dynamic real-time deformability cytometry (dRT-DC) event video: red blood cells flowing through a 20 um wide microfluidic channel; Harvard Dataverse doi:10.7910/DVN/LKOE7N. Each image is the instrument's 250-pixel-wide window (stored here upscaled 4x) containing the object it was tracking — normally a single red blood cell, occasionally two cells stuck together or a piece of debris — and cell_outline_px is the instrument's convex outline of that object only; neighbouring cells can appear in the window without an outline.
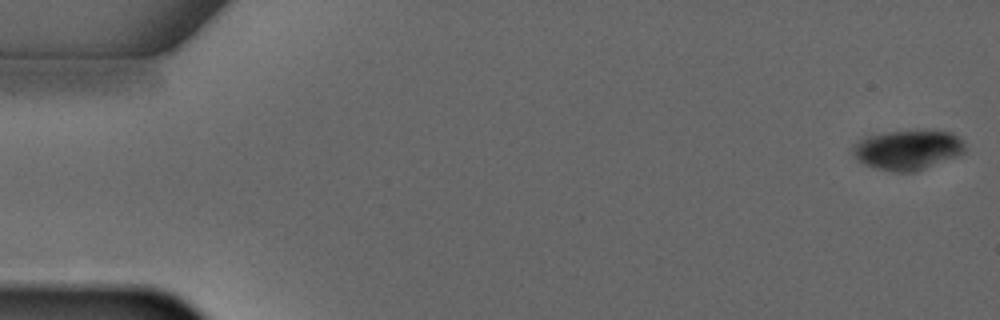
{"species": "common noctule bat (a hibernating species)", "species_latin": "Nyctalus noctula", "temperature_condition": "warm", "stored_images_in_passage": 5, "camera_frame_rate_fps": 3000, "um_per_image_px": 0.085, "animal": {"sex": "male", "forearm_length_mm": 52.5}, "frame": {"image": 1, "passage_image": 1, "time_ms": 0.0, "image_size_px": [1000, 320], "cell_outline_px": [[964, 152], [956, 156], [912, 172], [892, 172], [876, 168], [864, 164], [852, 152], [852, 148], [860, 140], [884, 132], [916, 128], [932, 128], [952, 132], [964, 140]], "centroid_in_image_um": [77.21, 12.68], "position_along_channel_um": 7.8, "area_um2": 26.3}}